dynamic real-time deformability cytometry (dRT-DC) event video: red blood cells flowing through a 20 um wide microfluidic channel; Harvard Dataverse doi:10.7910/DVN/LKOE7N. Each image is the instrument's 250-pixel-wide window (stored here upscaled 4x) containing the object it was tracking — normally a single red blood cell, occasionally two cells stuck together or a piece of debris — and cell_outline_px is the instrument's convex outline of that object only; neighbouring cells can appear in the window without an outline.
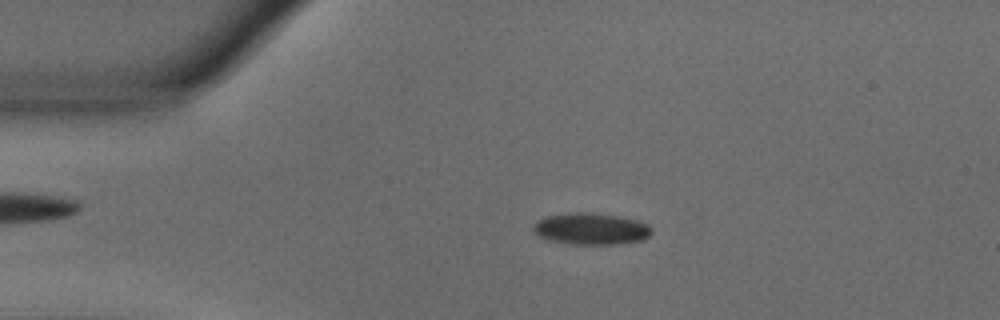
{"species": "common noctule bat (a hibernating species)", "species_latin": "Nyctalus noctula", "temperature_condition": "warm", "stored_images_in_passage": 54, "camera_frame_rate_fps": 3000, "um_per_image_px": 0.085, "animal": {"sex": "male", "body_mass_g": 18.8}, "frame": {"image": 1, "passage_image": 11, "time_ms": 3.333, "image_size_px": [1000, 320], "cell_outline_px": [[652, 232], [644, 240], [616, 244], [572, 244], [548, 240], [540, 236], [532, 228], [532, 224], [548, 216], [576, 212], [592, 212], [620, 216], [636, 220], [648, 224], [652, 228]], "centroid_in_image_um": [50.27, 19.45], "position_along_channel_um": 34.7, "area_um2": 21.79}}
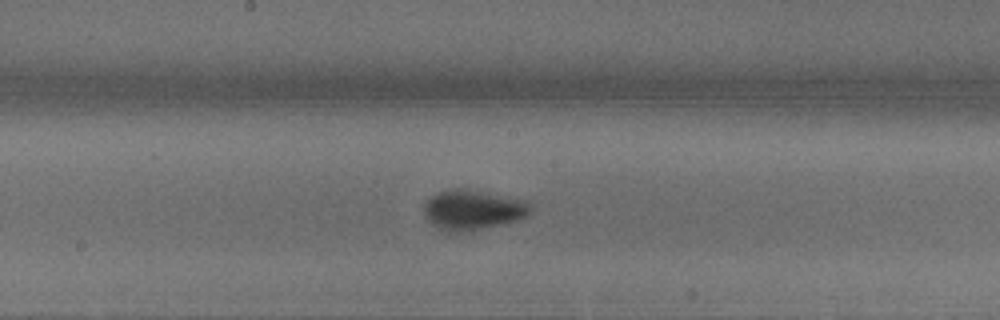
{"frame": {"image": 2, "passage_image": 28, "time_ms": 9.0, "image_size_px": [1000, 320], "cell_outline_px": [[532, 208], [524, 216], [516, 220], [500, 224], [460, 232], [448, 232], [432, 224], [428, 220], [424, 212], [424, 204], [432, 196], [440, 192], [452, 188], [468, 188], [528, 200]], "centroid_in_image_um": [40.19, 17.8], "position_along_channel_um": 208.0, "area_um2": 24.57}}
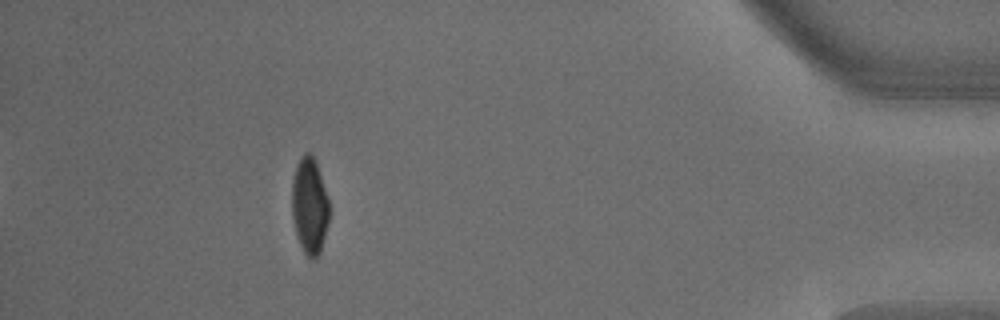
{"frame": {"image": 3, "passage_image": 49, "time_ms": 16.0, "image_size_px": [1000, 320], "cell_outline_px": [[328, 224], [320, 252], [316, 260], [312, 260], [304, 252], [300, 244], [296, 232], [292, 216], [292, 180], [296, 164], [304, 152], [308, 152], [316, 160], [328, 200]], "centroid_in_image_um": [26.3, 17.49], "position_along_channel_um": 408.9, "area_um2": 20.87}, "authors_computed_cell_mechanics": {"area_um2": 21.4727, "velocity_mm_per_s": 3.6757, "shape_relaxation_time_tau1_ms": 2.608, "shape_relaxation_time_tau2_ms": null, "deformation_change_tau1": 0.1466, "deformation_change_tau2": null}}